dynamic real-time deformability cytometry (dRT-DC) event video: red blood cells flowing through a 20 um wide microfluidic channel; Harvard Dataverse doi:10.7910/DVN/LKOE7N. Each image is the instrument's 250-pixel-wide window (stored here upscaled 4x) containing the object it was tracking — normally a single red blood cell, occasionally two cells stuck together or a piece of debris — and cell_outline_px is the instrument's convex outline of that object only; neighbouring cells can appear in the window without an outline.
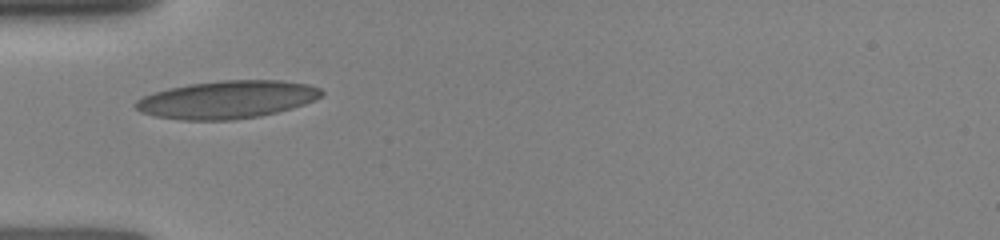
{"species": "human", "species_latin": "Homo sapiens", "temperature_condition": "room temperature", "stored_images_in_passage": 2, "camera_frame_rate_fps": 3000, "um_per_image_px": 0.085, "donor": {"sex": "female"}, "frame": {"image": 1, "passage_image": 1, "time_ms": 0.0, "image_size_px": [1000, 240], "cell_outline_px": [[324, 92], [316, 100], [292, 108], [260, 116], [232, 120], [180, 120], [156, 116], [140, 112], [132, 104], [136, 100], [152, 92], [168, 88], [188, 84], [220, 80], [280, 80], [308, 84], [320, 88]], "centroid_in_image_um": [19.28, 8.46], "position_along_channel_um": 65.7, "area_um2": 41.15}}